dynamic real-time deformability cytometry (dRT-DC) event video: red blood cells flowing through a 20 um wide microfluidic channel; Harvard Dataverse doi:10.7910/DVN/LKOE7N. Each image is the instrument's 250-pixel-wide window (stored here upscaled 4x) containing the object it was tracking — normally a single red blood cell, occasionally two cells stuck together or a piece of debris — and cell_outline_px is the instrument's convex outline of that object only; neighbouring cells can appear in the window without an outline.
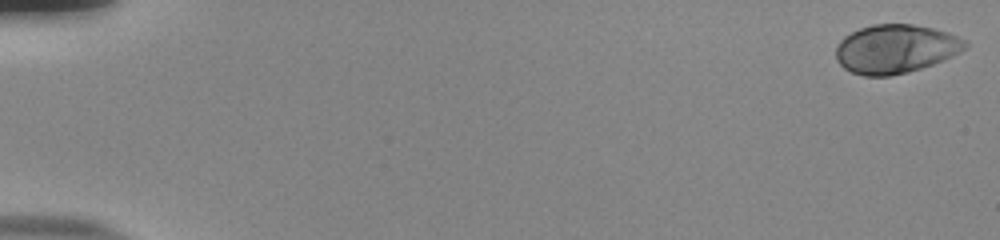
{"species": "human", "species_latin": "Homo sapiens", "temperature_condition": "room temperature", "stored_images_in_passage": 55, "camera_frame_rate_fps": 3000, "um_per_image_px": 0.085, "donor": {"sex": "male"}, "frame": {"image": 1, "passage_image": 1, "time_ms": 0.0, "image_size_px": [1000, 240], "cell_outline_px": [[968, 44], [960, 52], [952, 56], [932, 64], [908, 72], [888, 76], [864, 76], [852, 72], [844, 68], [836, 60], [836, 48], [840, 40], [844, 36], [860, 28], [872, 24], [912, 24], [932, 28], [948, 32], [968, 40]], "centroid_in_image_um": [76.12, 4.15], "position_along_channel_um": 8.9, "area_um2": 36.7}}
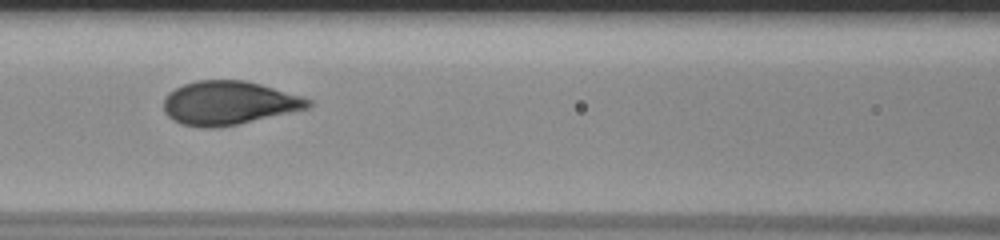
{"frame": {"image": 2, "passage_image": 26, "time_ms": 8.333, "image_size_px": [1000, 240], "cell_outline_px": [[312, 104], [308, 108], [240, 124], [216, 128], [200, 128], [180, 124], [172, 120], [164, 112], [164, 100], [168, 92], [184, 84], [196, 80], [244, 80], [260, 84], [300, 96], [312, 100]], "centroid_in_image_um": [19.41, 8.77], "position_along_channel_um": 147.2, "area_um2": 36.88}}
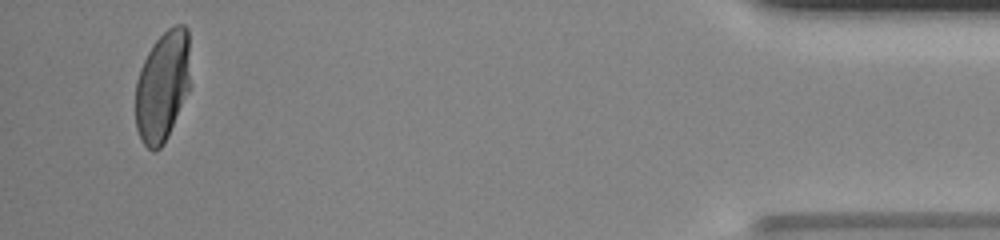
{"frame": {"image": 3, "passage_image": 53, "time_ms": 17.333, "image_size_px": [1000, 240], "cell_outline_px": [[188, 92], [168, 136], [164, 144], [156, 152], [152, 152], [140, 140], [136, 128], [136, 80], [140, 68], [148, 52], [156, 40], [168, 28], [176, 24], [184, 24], [188, 28]], "centroid_in_image_um": [13.79, 7.36], "position_along_channel_um": 421.4, "area_um2": 35.14}, "authors_computed_cell_mechanics": {"area_um2": 36.5874, "velocity_mm_per_s": 3.7883, "shape_relaxation_time_tau1_ms": 3.8325, "shape_relaxation_time_tau2_ms": null, "deformation_change_tau1": 0.1961, "deformation_change_tau2": null}}